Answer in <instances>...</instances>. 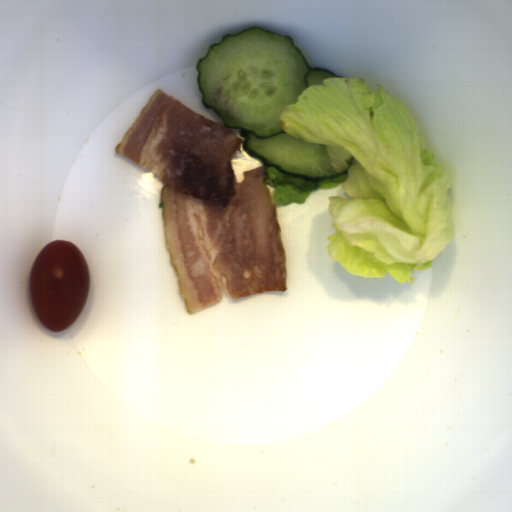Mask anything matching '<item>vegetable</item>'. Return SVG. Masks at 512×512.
<instances>
[{
    "mask_svg": "<svg viewBox=\"0 0 512 512\" xmlns=\"http://www.w3.org/2000/svg\"><path fill=\"white\" fill-rule=\"evenodd\" d=\"M307 87L278 121L292 137L326 146L334 177L307 180L265 166L275 205L304 204L318 190L329 195L334 234L327 251L350 274L415 285L414 271L432 268L453 243L449 188L453 176L428 151L404 102L380 85L334 76Z\"/></svg>",
    "mask_w": 512,
    "mask_h": 512,
    "instance_id": "vegetable-1",
    "label": "vegetable"
}]
</instances>
